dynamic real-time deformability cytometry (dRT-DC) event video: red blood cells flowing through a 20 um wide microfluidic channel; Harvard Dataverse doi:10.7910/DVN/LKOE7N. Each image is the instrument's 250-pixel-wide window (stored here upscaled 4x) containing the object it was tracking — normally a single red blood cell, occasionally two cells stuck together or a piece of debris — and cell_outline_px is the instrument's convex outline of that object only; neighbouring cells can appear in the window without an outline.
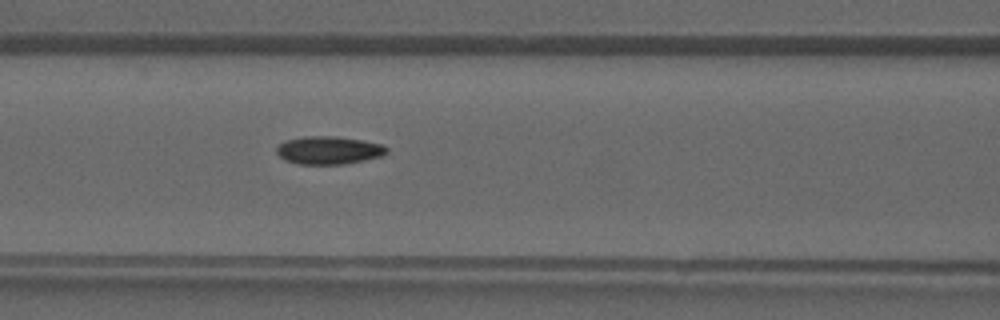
{"species": "common noctule bat (a hibernating species)", "species_latin": "Nyctalus noctula", "temperature_condition": "warm", "stored_images_in_passage": 41, "camera_frame_rate_fps": 3000, "um_per_image_px": 0.085, "animal": {"sex": "male", "forearm_length_mm": 52.5}, "frame": {"image": 1, "passage_image": 18, "time_ms": 5.667, "image_size_px": [1000, 320], "cell_outline_px": [[388, 152], [384, 156], [344, 164], [296, 164], [284, 160], [276, 152], [276, 148], [280, 144], [288, 140], [304, 136], [336, 136], [384, 144], [388, 148]], "centroid_in_image_um": [27.97, 12.77], "position_along_channel_um": 138.6, "area_um2": 18.03}}
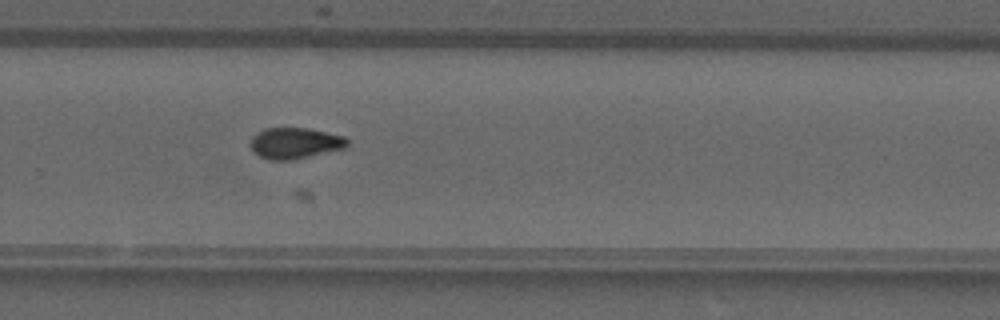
{"frame": {"image": 2, "passage_image": 28, "time_ms": 9.0, "image_size_px": [1000, 320], "cell_outline_px": [[348, 148], [292, 160], [268, 160], [260, 156], [252, 148], [252, 136], [256, 132], [264, 128], [308, 128], [344, 136], [348, 140]], "centroid_in_image_um": [25.11, 12.17], "position_along_channel_um": 304.7, "area_um2": 17.57}}
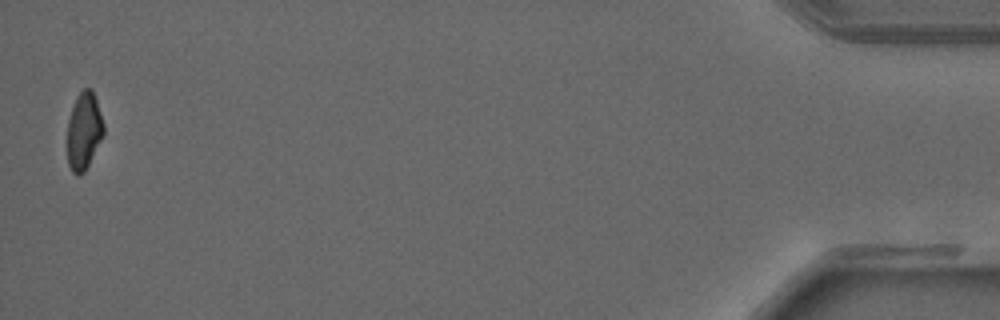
{"frame": {"image": 3, "passage_image": 41, "time_ms": 13.333, "image_size_px": [1000, 320], "cell_outline_px": [[104, 136], [84, 172], [76, 176], [72, 172], [68, 164], [68, 120], [76, 96], [84, 88], [92, 88], [104, 124]], "centroid_in_image_um": [7.14, 11.14], "position_along_channel_um": 428.1, "area_um2": 16.36}}